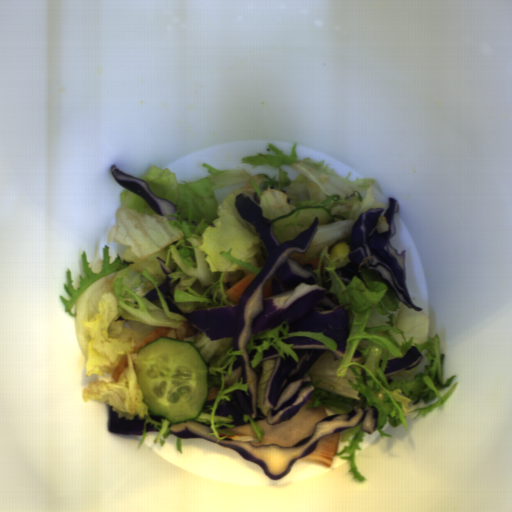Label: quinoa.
Masks as SVG:
<instances>
[{"instance_id": "d39296ef", "label": "quinoa", "mask_w": 512, "mask_h": 512, "mask_svg": "<svg viewBox=\"0 0 512 512\" xmlns=\"http://www.w3.org/2000/svg\"><path fill=\"white\" fill-rule=\"evenodd\" d=\"M196 328L192 326L190 321H184L182 326L179 328H172L167 332L166 337L173 338L175 340L190 342L193 340V336L198 332Z\"/></svg>"}]
</instances>
